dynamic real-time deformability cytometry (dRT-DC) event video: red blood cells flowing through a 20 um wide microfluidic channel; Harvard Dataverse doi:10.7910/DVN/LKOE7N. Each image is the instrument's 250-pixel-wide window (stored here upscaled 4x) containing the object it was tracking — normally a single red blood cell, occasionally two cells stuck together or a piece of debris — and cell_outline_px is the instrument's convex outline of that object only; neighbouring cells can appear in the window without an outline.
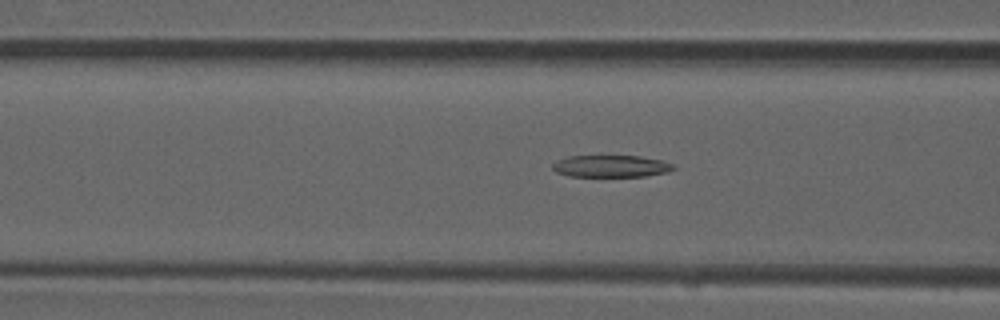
{"species": "common noctule bat (a hibernating species)", "species_latin": "Nyctalus noctula", "temperature_condition": "room temperature", "stored_images_in_passage": 43, "camera_frame_rate_fps": 3000, "um_per_image_px": 0.085, "animal": {"sex": "male", "forearm_length_mm": 52.5}, "frame": {"image": 1, "passage_image": 11, "time_ms": 3.333, "image_size_px": [1000, 320], "cell_outline_px": [[676, 168], [668, 172], [644, 176], [568, 176], [556, 172], [552, 168], [552, 164], [568, 156], [640, 156], [660, 160], [676, 164]], "centroid_in_image_um": [51.97, 14.12], "position_along_channel_um": 114.6, "area_um2": 15.43}}
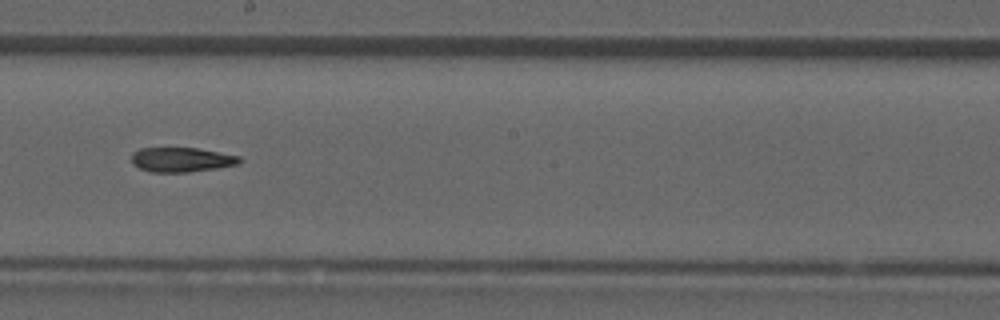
{"frame": {"image": 2, "passage_image": 20, "time_ms": 6.333, "image_size_px": [1000, 320], "cell_outline_px": [[240, 160], [236, 164], [216, 168], [188, 172], [152, 172], [140, 168], [132, 164], [132, 152], [140, 148], [196, 148], [240, 156]], "centroid_in_image_um": [15.37, 13.57], "position_along_channel_um": 232.8, "area_um2": 15.26}}
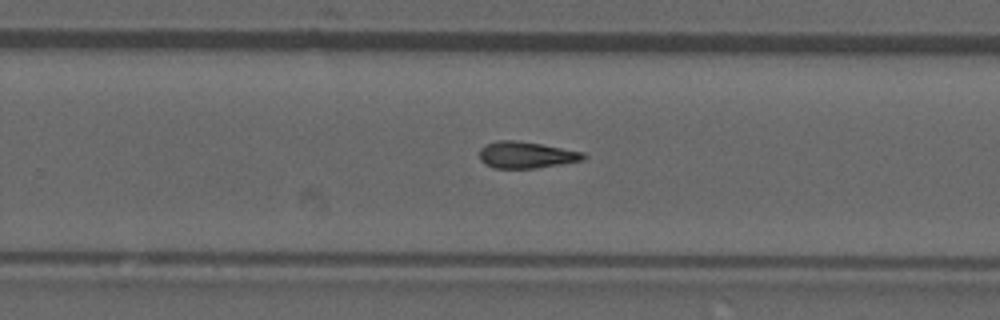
{"frame": {"image": 3, "passage_image": 24, "time_ms": 7.667, "image_size_px": [1000, 320], "cell_outline_px": [[588, 156], [580, 160], [560, 164], [536, 168], [496, 168], [484, 164], [480, 160], [480, 148], [484, 144], [496, 140], [516, 140], [540, 144], [584, 152]], "centroid_in_image_um": [44.68, 13.16], "position_along_channel_um": 285.1, "area_um2": 16.07}}